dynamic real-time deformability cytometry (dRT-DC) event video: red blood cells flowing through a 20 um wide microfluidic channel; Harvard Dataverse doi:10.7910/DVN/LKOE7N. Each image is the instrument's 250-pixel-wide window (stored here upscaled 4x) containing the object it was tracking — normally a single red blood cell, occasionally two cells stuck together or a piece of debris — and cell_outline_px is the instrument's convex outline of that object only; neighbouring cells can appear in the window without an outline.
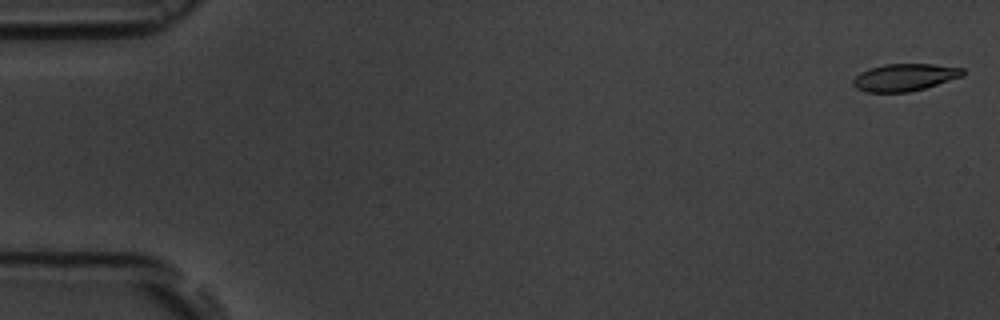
{"species": "common noctule bat (a hibernating species)", "species_latin": "Nyctalus noctula", "temperature_condition": "room temperature", "stored_images_in_passage": 10, "camera_frame_rate_fps": 3000, "um_per_image_px": 0.085, "animal": {"sex": "male", "body_mass_g": 19.5, "forearm_length_mm": 54.6}, "frame": {"image": 1, "passage_image": 1, "time_ms": 0.0, "image_size_px": [1000, 320], "cell_outline_px": [[964, 76], [924, 88], [908, 92], [864, 92], [856, 88], [852, 84], [852, 80], [860, 72], [868, 68], [884, 64], [936, 64], [964, 68]], "centroid_in_image_um": [76.88, 6.57], "position_along_channel_um": 8.1, "area_um2": 17.57}}
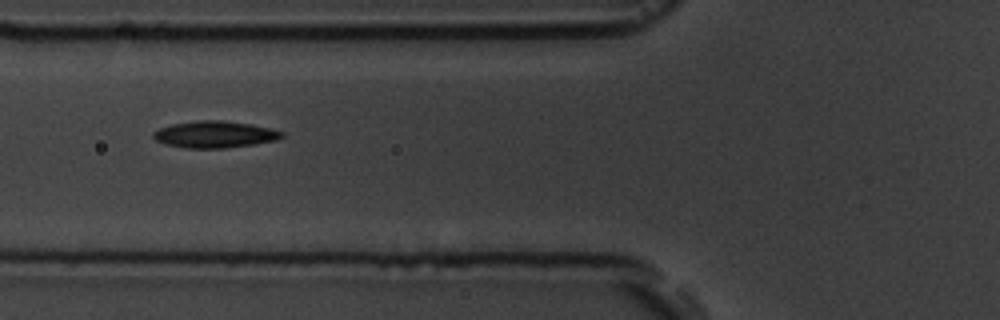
{"frame": {"image": 2, "passage_image": 7, "time_ms": 6.667, "image_size_px": [1000, 320], "cell_outline_px": [[284, 136], [276, 140], [252, 144], [224, 148], [184, 148], [164, 144], [156, 140], [152, 136], [152, 132], [160, 128], [172, 124], [196, 120], [224, 120], [252, 124], [272, 128], [284, 132]], "centroid_in_image_um": [18.25, 11.41], "position_along_channel_um": 107.6, "area_um2": 20.17}}
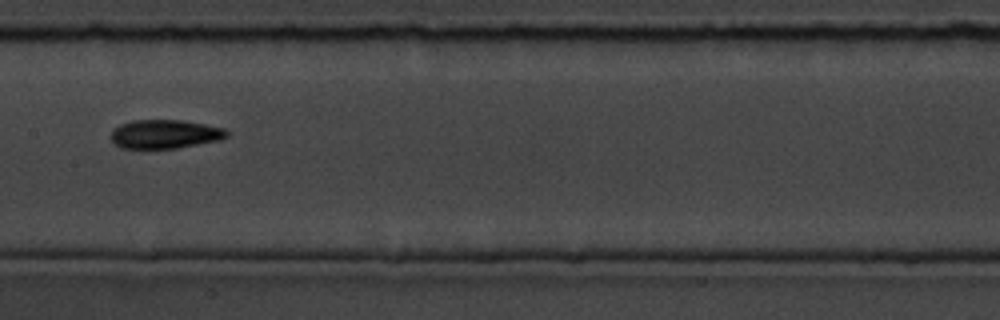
{"frame": {"image": 3, "passage_image": 9, "time_ms": 9.0, "image_size_px": [1000, 320], "cell_outline_px": [[228, 136], [220, 140], [176, 148], [120, 148], [112, 140], [112, 128], [120, 124], [132, 120], [180, 120], [204, 124], [224, 128], [228, 132]], "centroid_in_image_um": [14.01, 11.39], "position_along_channel_um": 193.4, "area_um2": 19.36}}